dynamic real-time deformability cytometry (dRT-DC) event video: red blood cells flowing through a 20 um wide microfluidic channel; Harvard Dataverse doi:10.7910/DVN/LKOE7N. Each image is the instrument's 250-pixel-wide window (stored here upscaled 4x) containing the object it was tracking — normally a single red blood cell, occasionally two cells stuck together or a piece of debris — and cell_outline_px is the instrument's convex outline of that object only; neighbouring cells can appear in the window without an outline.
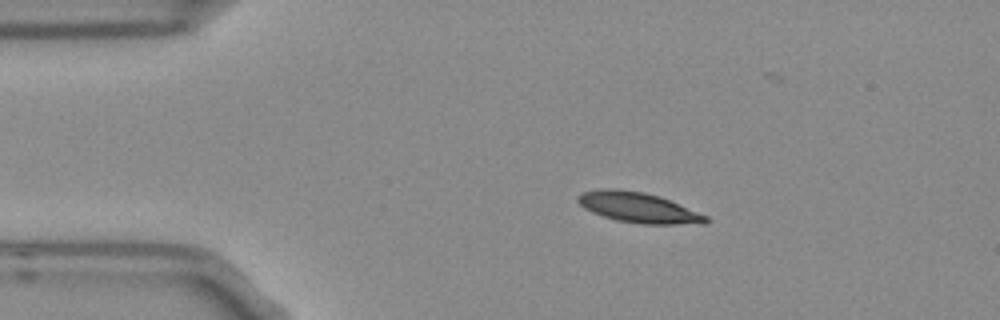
{"species": "Egyptian fruit bat (a non-hibernating species)", "species_latin": "Rousettus aegyptiacus", "temperature_condition": "room temperature", "stored_images_in_passage": 4, "camera_frame_rate_fps": 3000, "um_per_image_px": 0.085, "frame": {"image": 1, "passage_image": 2, "time_ms": 0.333, "image_size_px": [1000, 320], "cell_outline_px": [[708, 220], [704, 224], [640, 224], [616, 220], [592, 212], [584, 208], [576, 200], [576, 196], [584, 192], [600, 188], [616, 188], [644, 192], [660, 196], [708, 216]], "centroid_in_image_um": [54.24, 17.63], "position_along_channel_um": 30.8, "area_um2": 22.66}}
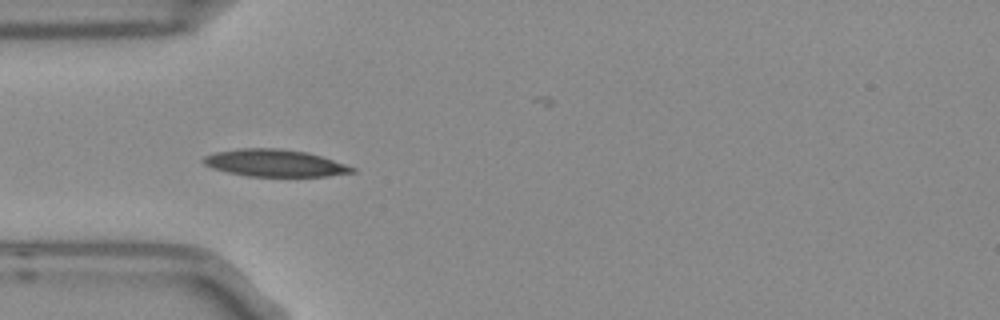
{"frame": {"image": 2, "passage_image": 4, "time_ms": 1.0, "image_size_px": [1000, 320], "cell_outline_px": [[356, 172], [328, 176], [248, 176], [228, 172], [212, 168], [204, 164], [200, 160], [204, 156], [216, 152], [240, 148], [280, 148], [308, 152], [356, 168]], "centroid_in_image_um": [23.33, 13.85], "position_along_channel_um": 61.7, "area_um2": 23.47}}